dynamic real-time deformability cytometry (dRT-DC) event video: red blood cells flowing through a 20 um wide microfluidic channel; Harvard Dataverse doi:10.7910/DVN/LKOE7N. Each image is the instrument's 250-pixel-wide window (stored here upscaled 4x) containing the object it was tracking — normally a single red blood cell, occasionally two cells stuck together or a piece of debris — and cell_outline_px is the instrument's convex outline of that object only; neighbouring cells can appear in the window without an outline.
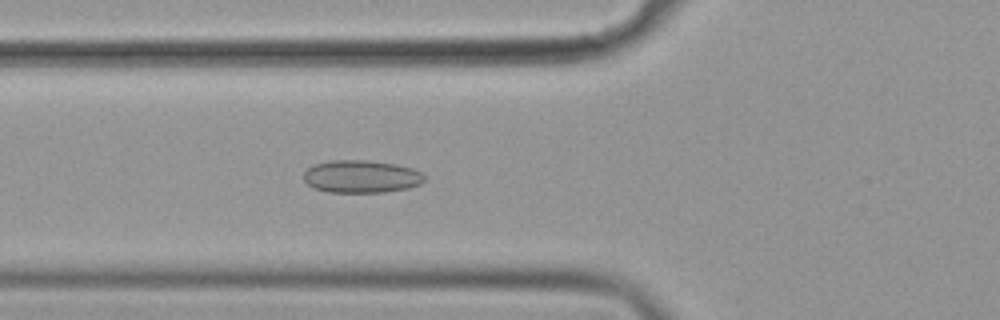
{"species": "common noctule bat (a hibernating species)", "species_latin": "Nyctalus noctula", "temperature_condition": "cold", "stored_images_in_passage": 55, "camera_frame_rate_fps": 3000, "um_per_image_px": 0.085, "animal": {"sex": "female", "body_mass_g": 19.9}, "frame": {"image": 1, "passage_image": 20, "time_ms": 6.333, "image_size_px": [1000, 320], "cell_outline_px": [[424, 180], [420, 184], [408, 188], [384, 192], [328, 192], [312, 188], [304, 180], [304, 172], [312, 164], [328, 160], [368, 160], [396, 164], [412, 168], [420, 172], [424, 176]], "centroid_in_image_um": [30.67, 15.0], "position_along_channel_um": 95.1, "area_um2": 23.12}}
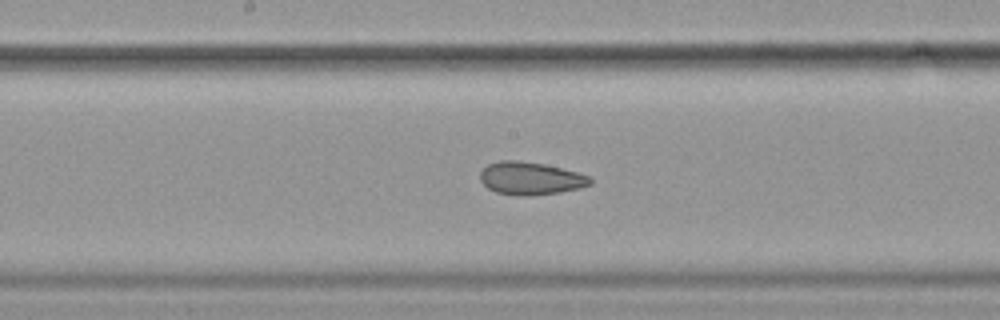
{"frame": {"image": 2, "passage_image": 29, "time_ms": 9.333, "image_size_px": [1000, 320], "cell_outline_px": [[592, 184], [580, 188], [560, 192], [528, 196], [520, 196], [496, 192], [488, 188], [480, 180], [480, 172], [488, 164], [500, 160], [516, 160], [544, 164], [592, 176]], "centroid_in_image_um": [45.11, 15.16], "position_along_channel_um": 203.1, "area_um2": 21.04}}
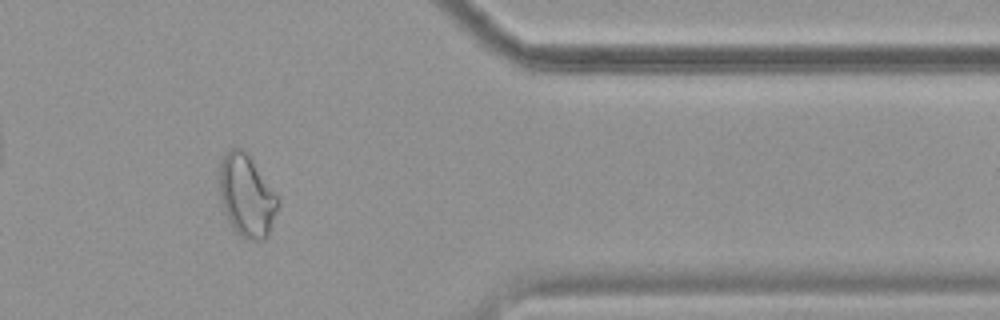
{"frame": {"image": 3, "passage_image": 46, "time_ms": 15.0, "image_size_px": [1000, 320], "cell_outline_px": [[280, 204], [268, 236], [264, 240], [252, 240], [240, 236], [232, 228], [224, 212], [220, 196], [216, 172], [220, 160], [232, 148], [244, 148], [252, 156], [280, 200]], "centroid_in_image_um": [20.95, 16.6], "position_along_channel_um": 390.5, "area_um2": 28.96}, "authors_computed_cell_mechanics": {"area_um2": 25.2586, "velocity_mm_per_s": 3.602, "shape_relaxation_time_tau1_ms": null, "shape_relaxation_time_tau2_ms": 1.7964, "deformation_change_tau1": null, "deformation_change_tau2": 0.0697}}